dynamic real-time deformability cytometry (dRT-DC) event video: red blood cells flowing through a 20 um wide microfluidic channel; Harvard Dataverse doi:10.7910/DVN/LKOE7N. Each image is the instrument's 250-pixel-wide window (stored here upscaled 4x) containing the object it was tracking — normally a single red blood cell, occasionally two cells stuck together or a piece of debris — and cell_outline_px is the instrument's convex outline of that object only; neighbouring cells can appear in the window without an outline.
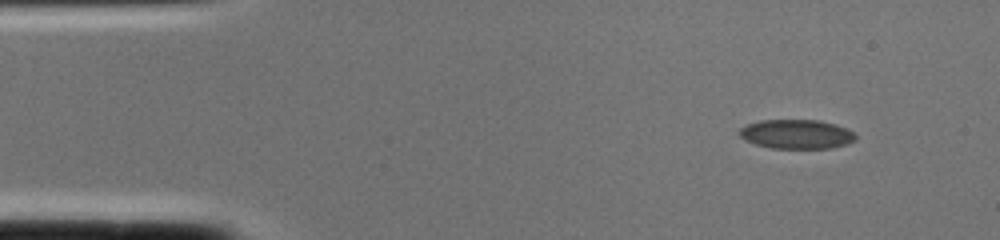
{"species": "common noctule bat (a hibernating species)", "species_latin": "Nyctalus noctula", "temperature_condition": "cold", "stored_images_in_passage": 1, "camera_frame_rate_fps": 3000, "um_per_image_px": 0.085, "animal": {"sex": "female", "body_mass_g": 22.0, "forearm_length_mm": 56.7}, "frame": {"image": 1, "passage_image": 1, "time_ms": 0.0, "image_size_px": [1000, 240], "cell_outline_px": [[856, 140], [848, 144], [832, 148], [772, 148], [756, 144], [740, 136], [736, 132], [740, 128], [748, 124], [760, 120], [820, 120], [836, 124], [852, 132], [856, 136]], "centroid_in_image_um": [67.71, 11.4], "position_along_channel_um": 17.3, "area_um2": 19.77}}